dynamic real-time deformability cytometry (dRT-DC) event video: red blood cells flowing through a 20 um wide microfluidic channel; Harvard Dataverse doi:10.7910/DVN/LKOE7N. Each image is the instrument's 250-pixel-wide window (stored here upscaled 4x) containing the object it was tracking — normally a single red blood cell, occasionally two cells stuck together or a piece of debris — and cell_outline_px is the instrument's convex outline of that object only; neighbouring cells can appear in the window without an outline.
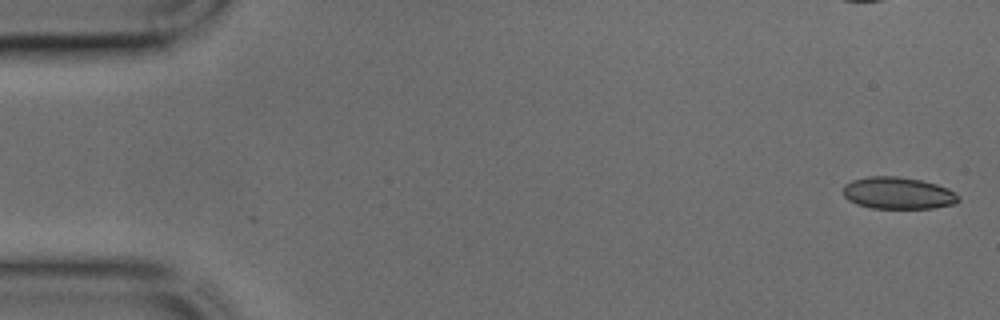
{"species": "common noctule bat (a hibernating species)", "species_latin": "Nyctalus noctula", "temperature_condition": "cold", "stored_images_in_passage": 16, "camera_frame_rate_fps": 3000, "um_per_image_px": 0.085, "animal": {"sex": "male", "body_mass_g": 17.9, "forearm_length_mm": 54.2}, "frame": {"image": 1, "passage_image": 1, "time_ms": 0.0, "image_size_px": [1000, 320], "cell_outline_px": [[960, 200], [956, 204], [932, 208], [872, 208], [856, 204], [848, 200], [844, 196], [844, 184], [852, 180], [868, 176], [896, 176], [920, 180], [936, 184], [948, 188], [956, 192], [960, 196]], "centroid_in_image_um": [76.35, 16.41], "position_along_channel_um": 8.6, "area_um2": 21.62}}